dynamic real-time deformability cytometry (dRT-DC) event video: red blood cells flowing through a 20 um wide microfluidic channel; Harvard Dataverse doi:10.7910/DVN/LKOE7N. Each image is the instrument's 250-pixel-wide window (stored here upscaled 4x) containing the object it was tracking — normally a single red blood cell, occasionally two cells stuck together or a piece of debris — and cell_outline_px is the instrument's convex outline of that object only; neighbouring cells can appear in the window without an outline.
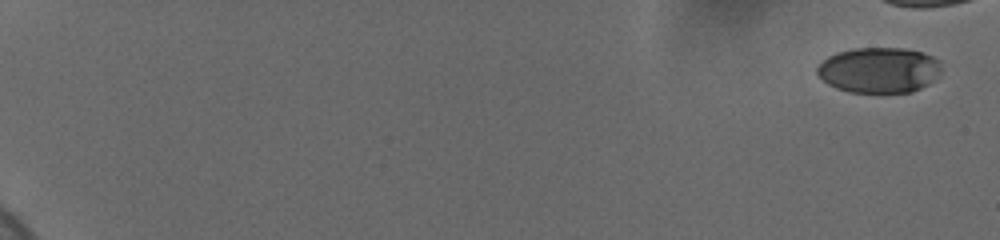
{"species": "human", "species_latin": "Homo sapiens", "temperature_condition": "cold", "stored_images_in_passage": 9, "camera_frame_rate_fps": 3000, "um_per_image_px": 0.085, "donor": {"sex": "female"}, "frame": {"image": 1, "passage_image": 1, "time_ms": 0.0, "image_size_px": [1000, 240], "cell_outline_px": [[940, 68], [928, 84], [912, 92], [848, 92], [836, 88], [828, 84], [816, 72], [816, 68], [828, 56], [840, 52], [856, 48], [900, 48], [920, 52], [932, 56], [940, 60]], "centroid_in_image_um": [74.69, 5.96], "position_along_channel_um": 10.3, "area_um2": 32.48}}
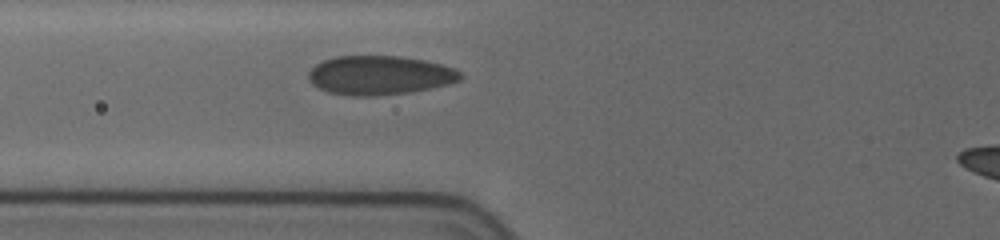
{"frame": {"image": 2, "passage_image": 9, "time_ms": 9.333, "image_size_px": [1000, 240], "cell_outline_px": [[464, 76], [460, 80], [448, 84], [428, 88], [404, 92], [356, 96], [328, 92], [312, 84], [308, 76], [308, 72], [316, 64], [324, 60], [336, 56], [400, 56], [428, 60], [444, 64], [456, 68]], "centroid_in_image_um": [32.3, 6.36], "position_along_channel_um": 93.5, "area_um2": 34.28}}